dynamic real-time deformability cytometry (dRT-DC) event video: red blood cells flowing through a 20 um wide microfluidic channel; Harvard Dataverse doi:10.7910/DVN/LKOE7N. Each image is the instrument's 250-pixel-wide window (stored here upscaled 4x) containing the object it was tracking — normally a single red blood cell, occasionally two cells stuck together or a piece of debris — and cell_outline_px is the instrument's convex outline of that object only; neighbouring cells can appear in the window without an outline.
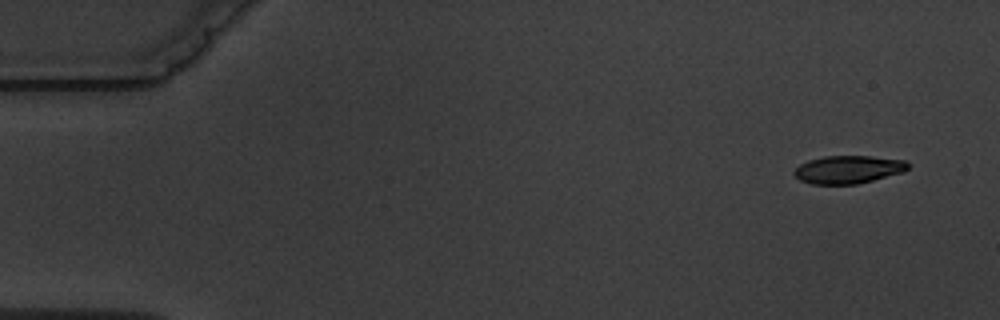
{"species": "common noctule bat (a hibernating species)", "species_latin": "Nyctalus noctula", "temperature_condition": "warm", "stored_images_in_passage": 5, "camera_frame_rate_fps": 3000, "um_per_image_px": 0.085, "animal": {"sex": "male", "body_mass_g": 19.5, "forearm_length_mm": 54.6}, "frame": {"image": 1, "passage_image": 1, "time_ms": 0.0, "image_size_px": [1000, 320], "cell_outline_px": [[908, 168], [904, 172], [856, 184], [812, 184], [800, 180], [792, 172], [800, 164], [808, 160], [824, 156], [872, 156], [904, 160], [908, 164]], "centroid_in_image_um": [72.08, 14.4], "position_along_channel_um": 12.9, "area_um2": 18.44}}
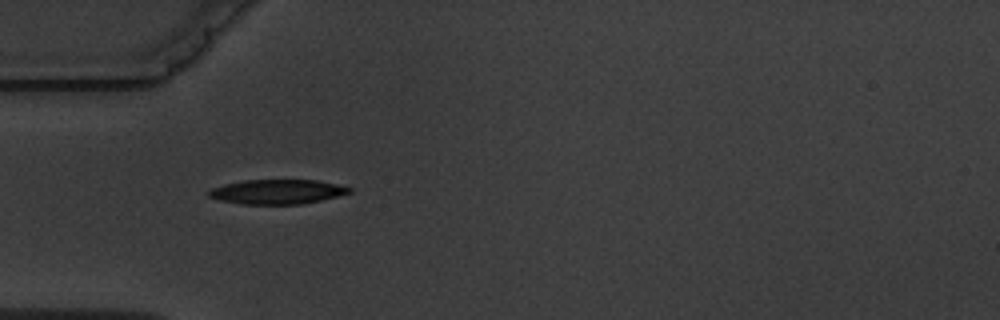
{"frame": {"image": 2, "passage_image": 5, "time_ms": 4.667, "image_size_px": [1000, 320], "cell_outline_px": [[352, 192], [304, 204], [240, 204], [220, 200], [208, 196], [208, 192], [212, 188], [224, 184], [244, 180], [316, 180], [336, 184], [352, 188]], "centroid_in_image_um": [23.55, 16.3], "position_along_channel_um": 61.4, "area_um2": 20.0}}